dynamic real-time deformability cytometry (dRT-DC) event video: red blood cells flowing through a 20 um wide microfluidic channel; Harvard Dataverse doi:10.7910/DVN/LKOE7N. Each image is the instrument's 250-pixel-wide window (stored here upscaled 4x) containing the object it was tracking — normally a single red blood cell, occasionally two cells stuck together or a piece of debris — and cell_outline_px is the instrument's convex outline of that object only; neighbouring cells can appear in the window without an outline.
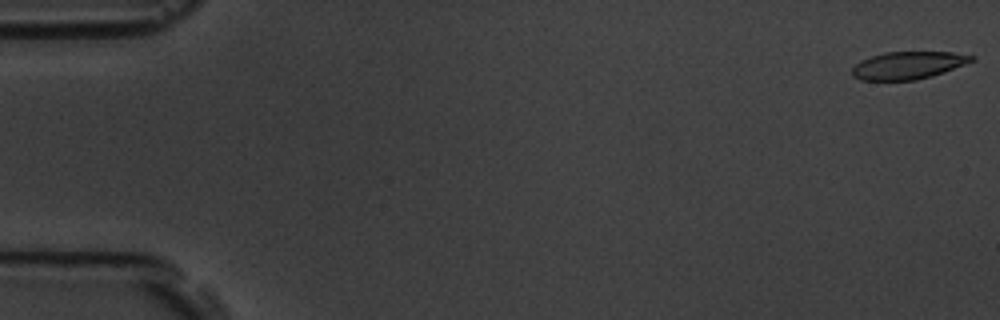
{"species": "common noctule bat (a hibernating species)", "species_latin": "Nyctalus noctula", "temperature_condition": "room temperature", "stored_images_in_passage": 6, "camera_frame_rate_fps": 3000, "um_per_image_px": 0.085, "animal": {"sex": "male", "body_mass_g": 19.5, "forearm_length_mm": 54.6}, "frame": {"image": 1, "passage_image": 1, "time_ms": 0.0, "image_size_px": [1000, 320], "cell_outline_px": [[976, 60], [944, 72], [932, 76], [916, 80], [860, 80], [852, 76], [852, 68], [860, 60], [884, 52], [952, 52], [976, 56]], "centroid_in_image_um": [77.2, 5.55], "position_along_channel_um": 7.8, "area_um2": 19.25}}
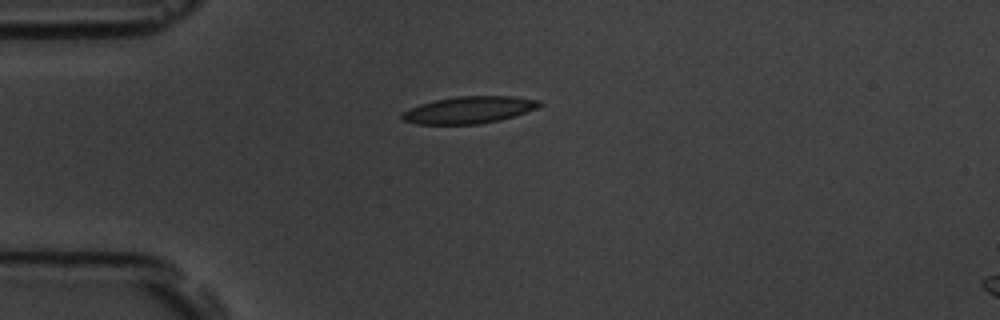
{"frame": {"image": 2, "passage_image": 5, "time_ms": 4.667, "image_size_px": [1000, 320], "cell_outline_px": [[544, 104], [536, 108], [500, 120], [476, 124], [416, 124], [404, 120], [400, 116], [408, 108], [420, 104], [436, 100], [456, 96], [512, 96], [540, 100]], "centroid_in_image_um": [39.86, 9.33], "position_along_channel_um": 45.1, "area_um2": 21.44}}